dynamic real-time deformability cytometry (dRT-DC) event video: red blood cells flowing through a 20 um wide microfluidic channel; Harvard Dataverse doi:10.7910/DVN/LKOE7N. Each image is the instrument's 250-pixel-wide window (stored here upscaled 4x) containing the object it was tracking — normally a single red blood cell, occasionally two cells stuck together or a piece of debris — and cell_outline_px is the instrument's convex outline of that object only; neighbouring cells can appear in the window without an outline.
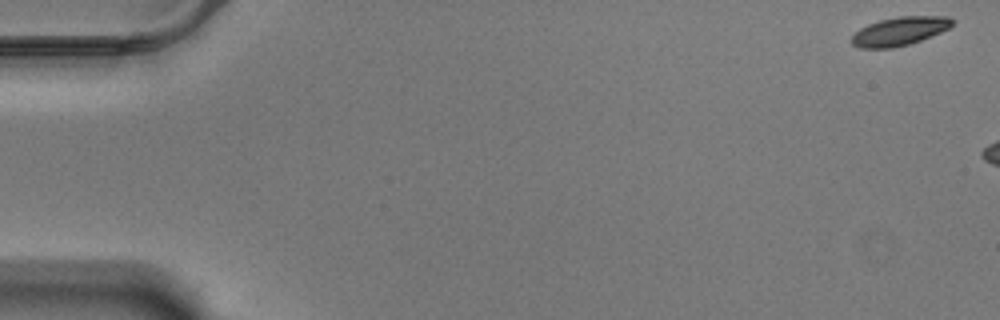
{"species": "Egyptian fruit bat (a non-hibernating species)", "species_latin": "Rousettus aegyptiacus", "temperature_condition": "warm", "stored_images_in_passage": 7, "camera_frame_rate_fps": 3000, "um_per_image_px": 0.085, "animal": {"sex": "male"}, "frame": {"image": 1, "passage_image": 1, "time_ms": 0.0, "image_size_px": [1000, 320], "cell_outline_px": [[956, 20], [948, 28], [940, 32], [920, 40], [908, 44], [892, 48], [860, 48], [852, 44], [852, 36], [860, 28], [868, 24], [880, 20], [900, 16], [948, 16]], "centroid_in_image_um": [76.47, 2.64], "position_along_channel_um": 8.5, "area_um2": 16.59}}